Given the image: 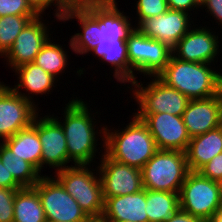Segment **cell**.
I'll return each instance as SVG.
<instances>
[{
	"mask_svg": "<svg viewBox=\"0 0 222 222\" xmlns=\"http://www.w3.org/2000/svg\"><path fill=\"white\" fill-rule=\"evenodd\" d=\"M62 108H64L62 109L64 111V113L62 111L63 118L57 115L55 116L54 113L51 115L63 128L66 137L68 163L71 162V166H92V163L95 162L97 157L96 153H98L100 158L104 154L105 124L99 125L98 123H100V121L95 118V114L98 115V111L93 113L94 110L91 111L92 108L89 106V103L82 98L79 99L77 96L75 99L74 96L73 98L71 97L69 102L67 104L65 103V107ZM98 125L101 127L100 129ZM98 140L101 141L99 144L101 146L100 148H103L100 150L101 152H98L100 149L97 147L99 146L97 143Z\"/></svg>",
	"mask_w": 222,
	"mask_h": 222,
	"instance_id": "obj_1",
	"label": "cell"
},
{
	"mask_svg": "<svg viewBox=\"0 0 222 222\" xmlns=\"http://www.w3.org/2000/svg\"><path fill=\"white\" fill-rule=\"evenodd\" d=\"M212 66L216 67L208 63L182 61L171 55L168 64L156 77L189 99H206L222 91L221 69Z\"/></svg>",
	"mask_w": 222,
	"mask_h": 222,
	"instance_id": "obj_2",
	"label": "cell"
},
{
	"mask_svg": "<svg viewBox=\"0 0 222 222\" xmlns=\"http://www.w3.org/2000/svg\"><path fill=\"white\" fill-rule=\"evenodd\" d=\"M129 119L124 129H109L106 125L104 153L117 162L142 169L158 149L142 120L133 113Z\"/></svg>",
	"mask_w": 222,
	"mask_h": 222,
	"instance_id": "obj_3",
	"label": "cell"
},
{
	"mask_svg": "<svg viewBox=\"0 0 222 222\" xmlns=\"http://www.w3.org/2000/svg\"><path fill=\"white\" fill-rule=\"evenodd\" d=\"M90 167L91 165L70 166L55 171L54 177L89 217H100L104 211L102 183L97 167Z\"/></svg>",
	"mask_w": 222,
	"mask_h": 222,
	"instance_id": "obj_4",
	"label": "cell"
},
{
	"mask_svg": "<svg viewBox=\"0 0 222 222\" xmlns=\"http://www.w3.org/2000/svg\"><path fill=\"white\" fill-rule=\"evenodd\" d=\"M189 172L186 152L158 149L141 169L143 188L179 193Z\"/></svg>",
	"mask_w": 222,
	"mask_h": 222,
	"instance_id": "obj_5",
	"label": "cell"
},
{
	"mask_svg": "<svg viewBox=\"0 0 222 222\" xmlns=\"http://www.w3.org/2000/svg\"><path fill=\"white\" fill-rule=\"evenodd\" d=\"M149 80L150 82L147 83L136 80L126 87L127 91L130 89L131 95L137 103V109H135L137 112L135 110L134 112L169 113L182 116L190 99L177 89L168 87L157 77H150Z\"/></svg>",
	"mask_w": 222,
	"mask_h": 222,
	"instance_id": "obj_6",
	"label": "cell"
},
{
	"mask_svg": "<svg viewBox=\"0 0 222 222\" xmlns=\"http://www.w3.org/2000/svg\"><path fill=\"white\" fill-rule=\"evenodd\" d=\"M128 62L131 72L146 77H156L168 64L172 49L167 45L147 37L137 28L126 39ZM137 72V73H135Z\"/></svg>",
	"mask_w": 222,
	"mask_h": 222,
	"instance_id": "obj_7",
	"label": "cell"
},
{
	"mask_svg": "<svg viewBox=\"0 0 222 222\" xmlns=\"http://www.w3.org/2000/svg\"><path fill=\"white\" fill-rule=\"evenodd\" d=\"M221 206L217 182L190 171L179 192V208L207 222Z\"/></svg>",
	"mask_w": 222,
	"mask_h": 222,
	"instance_id": "obj_8",
	"label": "cell"
},
{
	"mask_svg": "<svg viewBox=\"0 0 222 222\" xmlns=\"http://www.w3.org/2000/svg\"><path fill=\"white\" fill-rule=\"evenodd\" d=\"M41 200L47 222H87L90 218L52 175H45L33 187Z\"/></svg>",
	"mask_w": 222,
	"mask_h": 222,
	"instance_id": "obj_9",
	"label": "cell"
},
{
	"mask_svg": "<svg viewBox=\"0 0 222 222\" xmlns=\"http://www.w3.org/2000/svg\"><path fill=\"white\" fill-rule=\"evenodd\" d=\"M78 4L96 21L97 42L126 41L136 28L116 0H80Z\"/></svg>",
	"mask_w": 222,
	"mask_h": 222,
	"instance_id": "obj_10",
	"label": "cell"
},
{
	"mask_svg": "<svg viewBox=\"0 0 222 222\" xmlns=\"http://www.w3.org/2000/svg\"><path fill=\"white\" fill-rule=\"evenodd\" d=\"M195 24L172 49V55L182 61L214 64L221 54L219 31L207 25ZM196 26V27H195ZM220 42V43H219ZM220 45V46H219ZM217 60V61H216Z\"/></svg>",
	"mask_w": 222,
	"mask_h": 222,
	"instance_id": "obj_11",
	"label": "cell"
},
{
	"mask_svg": "<svg viewBox=\"0 0 222 222\" xmlns=\"http://www.w3.org/2000/svg\"><path fill=\"white\" fill-rule=\"evenodd\" d=\"M40 110L0 81V140L3 142L29 127Z\"/></svg>",
	"mask_w": 222,
	"mask_h": 222,
	"instance_id": "obj_12",
	"label": "cell"
},
{
	"mask_svg": "<svg viewBox=\"0 0 222 222\" xmlns=\"http://www.w3.org/2000/svg\"><path fill=\"white\" fill-rule=\"evenodd\" d=\"M147 126L157 149L186 152L190 136L182 116L169 113H133Z\"/></svg>",
	"mask_w": 222,
	"mask_h": 222,
	"instance_id": "obj_13",
	"label": "cell"
},
{
	"mask_svg": "<svg viewBox=\"0 0 222 222\" xmlns=\"http://www.w3.org/2000/svg\"><path fill=\"white\" fill-rule=\"evenodd\" d=\"M97 159L100 161L97 169L104 201L110 197L134 194L144 189L141 169L117 162L105 153Z\"/></svg>",
	"mask_w": 222,
	"mask_h": 222,
	"instance_id": "obj_14",
	"label": "cell"
},
{
	"mask_svg": "<svg viewBox=\"0 0 222 222\" xmlns=\"http://www.w3.org/2000/svg\"><path fill=\"white\" fill-rule=\"evenodd\" d=\"M42 15L32 19L16 37L15 42L2 57L6 60V66L10 70L34 62L36 55L41 51L43 45L51 37L49 25ZM47 23V24H46Z\"/></svg>",
	"mask_w": 222,
	"mask_h": 222,
	"instance_id": "obj_15",
	"label": "cell"
},
{
	"mask_svg": "<svg viewBox=\"0 0 222 222\" xmlns=\"http://www.w3.org/2000/svg\"><path fill=\"white\" fill-rule=\"evenodd\" d=\"M190 16L192 15L185 11L168 9L164 14L143 20L136 28L147 37L173 49L194 26V18Z\"/></svg>",
	"mask_w": 222,
	"mask_h": 222,
	"instance_id": "obj_16",
	"label": "cell"
},
{
	"mask_svg": "<svg viewBox=\"0 0 222 222\" xmlns=\"http://www.w3.org/2000/svg\"><path fill=\"white\" fill-rule=\"evenodd\" d=\"M42 114L38 113V136L42 144L41 170L47 166L55 171L70 167L66 137L61 124L50 113L45 116Z\"/></svg>",
	"mask_w": 222,
	"mask_h": 222,
	"instance_id": "obj_17",
	"label": "cell"
},
{
	"mask_svg": "<svg viewBox=\"0 0 222 222\" xmlns=\"http://www.w3.org/2000/svg\"><path fill=\"white\" fill-rule=\"evenodd\" d=\"M222 91L206 99H190L183 112V122L190 138L221 126Z\"/></svg>",
	"mask_w": 222,
	"mask_h": 222,
	"instance_id": "obj_18",
	"label": "cell"
},
{
	"mask_svg": "<svg viewBox=\"0 0 222 222\" xmlns=\"http://www.w3.org/2000/svg\"><path fill=\"white\" fill-rule=\"evenodd\" d=\"M13 72H15V76L17 75V82L11 88L24 99L34 104L38 109H40L38 107L39 104L33 100L34 95L37 97V95L52 94L53 88L57 86L55 84L58 83V80L54 76L33 62L23 64L15 68ZM21 88H23V92Z\"/></svg>",
	"mask_w": 222,
	"mask_h": 222,
	"instance_id": "obj_19",
	"label": "cell"
},
{
	"mask_svg": "<svg viewBox=\"0 0 222 222\" xmlns=\"http://www.w3.org/2000/svg\"><path fill=\"white\" fill-rule=\"evenodd\" d=\"M146 189L134 194L115 196L104 201L103 217L110 222H148Z\"/></svg>",
	"mask_w": 222,
	"mask_h": 222,
	"instance_id": "obj_20",
	"label": "cell"
},
{
	"mask_svg": "<svg viewBox=\"0 0 222 222\" xmlns=\"http://www.w3.org/2000/svg\"><path fill=\"white\" fill-rule=\"evenodd\" d=\"M95 54V58L102 60L103 64L110 65L112 77L116 79L117 83L126 86L136 81L135 75L131 72V66L128 62L127 43L125 40H116L105 42H96L95 46L89 51V54Z\"/></svg>",
	"mask_w": 222,
	"mask_h": 222,
	"instance_id": "obj_21",
	"label": "cell"
},
{
	"mask_svg": "<svg viewBox=\"0 0 222 222\" xmlns=\"http://www.w3.org/2000/svg\"><path fill=\"white\" fill-rule=\"evenodd\" d=\"M219 153H222V126L192 137L186 150L189 170L198 172Z\"/></svg>",
	"mask_w": 222,
	"mask_h": 222,
	"instance_id": "obj_22",
	"label": "cell"
},
{
	"mask_svg": "<svg viewBox=\"0 0 222 222\" xmlns=\"http://www.w3.org/2000/svg\"><path fill=\"white\" fill-rule=\"evenodd\" d=\"M71 21L76 19L79 25L80 31L74 33L69 40V49L72 52L79 55H86L95 46L97 42L96 36V21L79 5L76 4L71 7L63 16L62 22ZM80 23V24H79Z\"/></svg>",
	"mask_w": 222,
	"mask_h": 222,
	"instance_id": "obj_23",
	"label": "cell"
},
{
	"mask_svg": "<svg viewBox=\"0 0 222 222\" xmlns=\"http://www.w3.org/2000/svg\"><path fill=\"white\" fill-rule=\"evenodd\" d=\"M16 155L31 163L41 174L42 144L38 136V114L32 124L3 141Z\"/></svg>",
	"mask_w": 222,
	"mask_h": 222,
	"instance_id": "obj_24",
	"label": "cell"
},
{
	"mask_svg": "<svg viewBox=\"0 0 222 222\" xmlns=\"http://www.w3.org/2000/svg\"><path fill=\"white\" fill-rule=\"evenodd\" d=\"M0 160L22 188L34 187L43 176L31 163L11 151L4 142L0 143Z\"/></svg>",
	"mask_w": 222,
	"mask_h": 222,
	"instance_id": "obj_25",
	"label": "cell"
},
{
	"mask_svg": "<svg viewBox=\"0 0 222 222\" xmlns=\"http://www.w3.org/2000/svg\"><path fill=\"white\" fill-rule=\"evenodd\" d=\"M13 222H47L40 197L33 187L16 190Z\"/></svg>",
	"mask_w": 222,
	"mask_h": 222,
	"instance_id": "obj_26",
	"label": "cell"
},
{
	"mask_svg": "<svg viewBox=\"0 0 222 222\" xmlns=\"http://www.w3.org/2000/svg\"><path fill=\"white\" fill-rule=\"evenodd\" d=\"M64 46L66 45L55 43L53 41V37H50L43 45L41 51L36 55L33 62L37 66H40L47 73H50L52 76H54L58 81L61 76L63 78V73L66 71L69 65V51H66L67 49H65L68 47Z\"/></svg>",
	"mask_w": 222,
	"mask_h": 222,
	"instance_id": "obj_27",
	"label": "cell"
},
{
	"mask_svg": "<svg viewBox=\"0 0 222 222\" xmlns=\"http://www.w3.org/2000/svg\"><path fill=\"white\" fill-rule=\"evenodd\" d=\"M179 209V193L146 190L148 222H165Z\"/></svg>",
	"mask_w": 222,
	"mask_h": 222,
	"instance_id": "obj_28",
	"label": "cell"
},
{
	"mask_svg": "<svg viewBox=\"0 0 222 222\" xmlns=\"http://www.w3.org/2000/svg\"><path fill=\"white\" fill-rule=\"evenodd\" d=\"M37 16L7 15L0 17V56L3 57L11 48L16 37L24 27Z\"/></svg>",
	"mask_w": 222,
	"mask_h": 222,
	"instance_id": "obj_29",
	"label": "cell"
},
{
	"mask_svg": "<svg viewBox=\"0 0 222 222\" xmlns=\"http://www.w3.org/2000/svg\"><path fill=\"white\" fill-rule=\"evenodd\" d=\"M80 0H27V2L31 5V7L39 14L45 15V10L55 7L53 10L54 15L58 21L61 22L64 14L71 8L74 7L76 4L79 3ZM54 6V7H51Z\"/></svg>",
	"mask_w": 222,
	"mask_h": 222,
	"instance_id": "obj_30",
	"label": "cell"
},
{
	"mask_svg": "<svg viewBox=\"0 0 222 222\" xmlns=\"http://www.w3.org/2000/svg\"><path fill=\"white\" fill-rule=\"evenodd\" d=\"M135 8V27H137L143 20L156 17L167 12L168 5L166 0H138L136 1ZM137 22V24H136Z\"/></svg>",
	"mask_w": 222,
	"mask_h": 222,
	"instance_id": "obj_31",
	"label": "cell"
},
{
	"mask_svg": "<svg viewBox=\"0 0 222 222\" xmlns=\"http://www.w3.org/2000/svg\"><path fill=\"white\" fill-rule=\"evenodd\" d=\"M7 15L38 16L27 0H0V17Z\"/></svg>",
	"mask_w": 222,
	"mask_h": 222,
	"instance_id": "obj_32",
	"label": "cell"
},
{
	"mask_svg": "<svg viewBox=\"0 0 222 222\" xmlns=\"http://www.w3.org/2000/svg\"><path fill=\"white\" fill-rule=\"evenodd\" d=\"M16 190L0 188V222H13Z\"/></svg>",
	"mask_w": 222,
	"mask_h": 222,
	"instance_id": "obj_33",
	"label": "cell"
},
{
	"mask_svg": "<svg viewBox=\"0 0 222 222\" xmlns=\"http://www.w3.org/2000/svg\"><path fill=\"white\" fill-rule=\"evenodd\" d=\"M203 177L209 178L212 181H218L222 178V153L213 157L199 171Z\"/></svg>",
	"mask_w": 222,
	"mask_h": 222,
	"instance_id": "obj_34",
	"label": "cell"
},
{
	"mask_svg": "<svg viewBox=\"0 0 222 222\" xmlns=\"http://www.w3.org/2000/svg\"><path fill=\"white\" fill-rule=\"evenodd\" d=\"M200 9H205V12L208 14V16H212V18L216 21L215 23H218V26L222 29V0H206L203 2V4L200 6Z\"/></svg>",
	"mask_w": 222,
	"mask_h": 222,
	"instance_id": "obj_35",
	"label": "cell"
},
{
	"mask_svg": "<svg viewBox=\"0 0 222 222\" xmlns=\"http://www.w3.org/2000/svg\"><path fill=\"white\" fill-rule=\"evenodd\" d=\"M169 9L185 11L192 15V12L198 14L200 12V5L196 0H166ZM195 10V11H194ZM197 10V11H196Z\"/></svg>",
	"mask_w": 222,
	"mask_h": 222,
	"instance_id": "obj_36",
	"label": "cell"
},
{
	"mask_svg": "<svg viewBox=\"0 0 222 222\" xmlns=\"http://www.w3.org/2000/svg\"><path fill=\"white\" fill-rule=\"evenodd\" d=\"M0 188L20 190L22 187L14 180L12 174L8 172L6 167L0 160Z\"/></svg>",
	"mask_w": 222,
	"mask_h": 222,
	"instance_id": "obj_37",
	"label": "cell"
},
{
	"mask_svg": "<svg viewBox=\"0 0 222 222\" xmlns=\"http://www.w3.org/2000/svg\"><path fill=\"white\" fill-rule=\"evenodd\" d=\"M165 222H204L201 218L192 216L180 208Z\"/></svg>",
	"mask_w": 222,
	"mask_h": 222,
	"instance_id": "obj_38",
	"label": "cell"
},
{
	"mask_svg": "<svg viewBox=\"0 0 222 222\" xmlns=\"http://www.w3.org/2000/svg\"><path fill=\"white\" fill-rule=\"evenodd\" d=\"M207 222H222V206L213 213Z\"/></svg>",
	"mask_w": 222,
	"mask_h": 222,
	"instance_id": "obj_39",
	"label": "cell"
},
{
	"mask_svg": "<svg viewBox=\"0 0 222 222\" xmlns=\"http://www.w3.org/2000/svg\"><path fill=\"white\" fill-rule=\"evenodd\" d=\"M87 222H110V221L105 219L103 216H100V217H90Z\"/></svg>",
	"mask_w": 222,
	"mask_h": 222,
	"instance_id": "obj_40",
	"label": "cell"
},
{
	"mask_svg": "<svg viewBox=\"0 0 222 222\" xmlns=\"http://www.w3.org/2000/svg\"><path fill=\"white\" fill-rule=\"evenodd\" d=\"M217 185H218V189H219L220 198L222 201V178L217 181Z\"/></svg>",
	"mask_w": 222,
	"mask_h": 222,
	"instance_id": "obj_41",
	"label": "cell"
},
{
	"mask_svg": "<svg viewBox=\"0 0 222 222\" xmlns=\"http://www.w3.org/2000/svg\"><path fill=\"white\" fill-rule=\"evenodd\" d=\"M198 2V4L201 6L203 4V2H205L206 0H196Z\"/></svg>",
	"mask_w": 222,
	"mask_h": 222,
	"instance_id": "obj_42",
	"label": "cell"
}]
</instances>
